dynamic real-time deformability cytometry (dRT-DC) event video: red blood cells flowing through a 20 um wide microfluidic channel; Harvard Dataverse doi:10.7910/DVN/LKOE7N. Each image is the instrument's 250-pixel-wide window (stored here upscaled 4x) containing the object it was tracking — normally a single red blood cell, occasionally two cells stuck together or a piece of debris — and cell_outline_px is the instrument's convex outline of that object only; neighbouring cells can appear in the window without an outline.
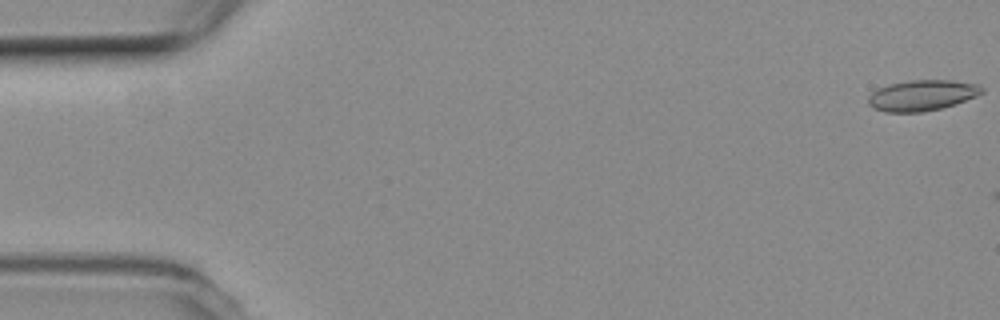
{"species": "common noctule bat (a hibernating species)", "species_latin": "Nyctalus noctula", "temperature_condition": "room temperature", "stored_images_in_passage": 3, "camera_frame_rate_fps": 3000, "um_per_image_px": 0.085, "animal": {"sex": "female", "body_mass_g": 19.3, "forearm_length_mm": 54.1}, "frame": {"image": 1, "passage_image": 1, "time_ms": 0.0, "image_size_px": [1000, 320], "cell_outline_px": [[984, 92], [976, 96], [940, 108], [920, 112], [884, 112], [872, 108], [868, 104], [868, 96], [876, 88], [888, 84], [908, 80], [952, 80], [980, 84], [984, 88]], "centroid_in_image_um": [78.33, 8.09], "position_along_channel_um": 6.7, "area_um2": 20.46}}